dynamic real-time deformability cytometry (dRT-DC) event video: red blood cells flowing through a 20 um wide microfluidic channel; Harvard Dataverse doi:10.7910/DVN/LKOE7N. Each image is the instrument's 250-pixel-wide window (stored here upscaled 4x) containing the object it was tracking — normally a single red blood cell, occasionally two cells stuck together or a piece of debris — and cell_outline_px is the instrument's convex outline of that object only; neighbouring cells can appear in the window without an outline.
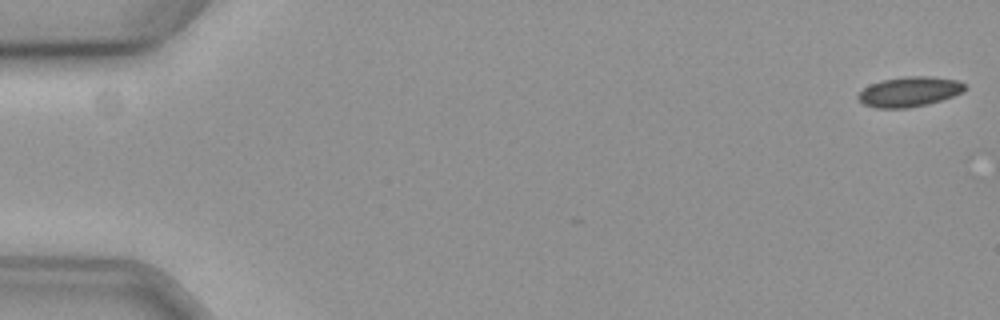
{"species": "common noctule bat (a hibernating species)", "species_latin": "Nyctalus noctula", "temperature_condition": "cold", "stored_images_in_passage": 54, "camera_frame_rate_fps": 3000, "um_per_image_px": 0.085, "animal": {"sex": "female", "body_mass_g": 19.3, "forearm_length_mm": 54.1}, "frame": {"image": 1, "passage_image": 1, "time_ms": 0.0, "image_size_px": [1000, 320], "cell_outline_px": [[964, 92], [940, 100], [908, 108], [876, 108], [864, 104], [856, 96], [864, 88], [872, 84], [884, 80], [908, 76], [928, 76], [956, 80], [964, 84]], "centroid_in_image_um": [77.28, 7.8], "position_along_channel_um": 7.7, "area_um2": 18.21}}
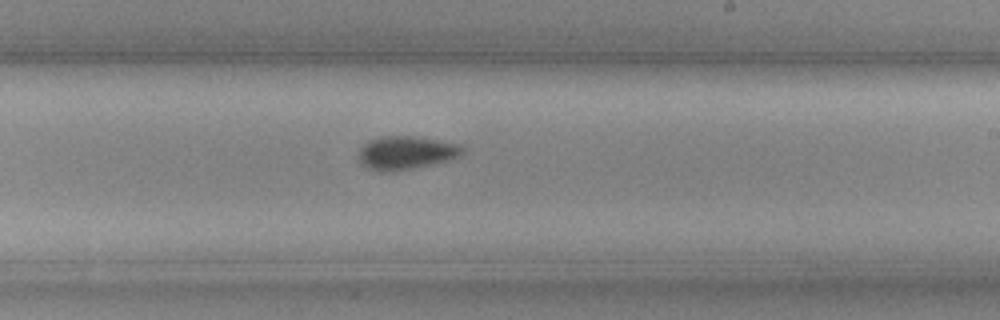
{"frame": {"image": 2, "passage_image": 35, "time_ms": 11.333, "image_size_px": [1000, 320], "cell_outline_px": [[464, 152], [448, 160], [392, 172], [380, 172], [368, 168], [360, 164], [360, 148], [368, 140], [380, 136], [412, 136], [460, 144], [464, 148]], "centroid_in_image_um": [34.46, 12.98], "position_along_channel_um": 254.5, "area_um2": 19.94}}
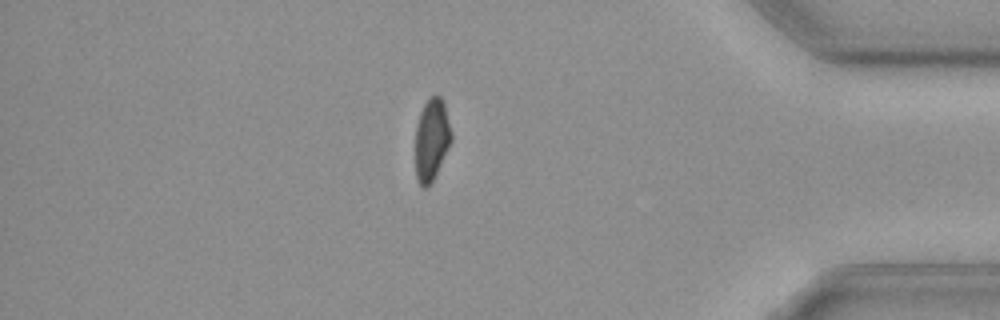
{"frame": {"image": 3, "passage_image": 50, "time_ms": 16.333, "image_size_px": [1000, 320], "cell_outline_px": [[452, 140], [432, 180], [424, 188], [420, 184], [416, 176], [416, 124], [420, 112], [428, 96], [440, 96], [444, 100], [452, 132]], "centroid_in_image_um": [36.7, 11.77], "position_along_channel_um": 398.5, "area_um2": 17.05}}